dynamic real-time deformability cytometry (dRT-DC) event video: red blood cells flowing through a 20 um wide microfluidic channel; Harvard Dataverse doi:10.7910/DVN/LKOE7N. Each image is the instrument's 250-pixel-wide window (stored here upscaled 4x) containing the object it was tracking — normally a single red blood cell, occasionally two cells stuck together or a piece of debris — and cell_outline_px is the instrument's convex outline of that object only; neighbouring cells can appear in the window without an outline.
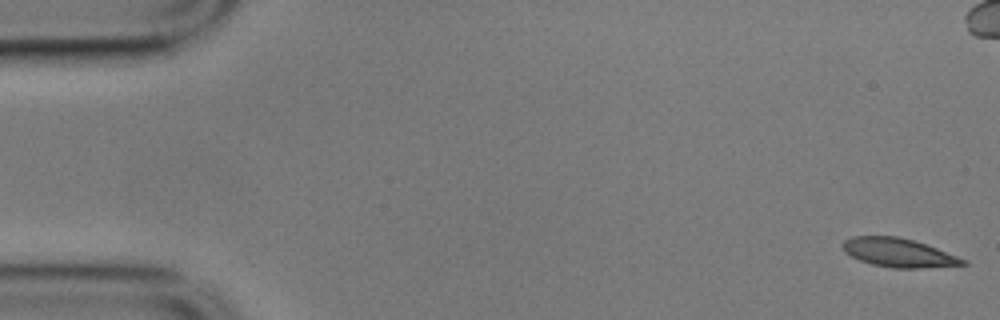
{"species": "common noctule bat (a hibernating species)", "species_latin": "Nyctalus noctula", "temperature_condition": "cold", "stored_images_in_passage": 57, "camera_frame_rate_fps": 3000, "um_per_image_px": 0.085, "animal": {"sex": "male", "body_mass_g": 17.9}, "frame": {"image": 1, "passage_image": 1, "time_ms": 0.0, "image_size_px": [1000, 320], "cell_outline_px": [[968, 264], [916, 268], [892, 268], [872, 264], [860, 260], [844, 252], [840, 244], [844, 240], [852, 236], [896, 236], [912, 240], [936, 248], [968, 260]], "centroid_in_image_um": [76.33, 21.47], "position_along_channel_um": 8.7, "area_um2": 20.0}}
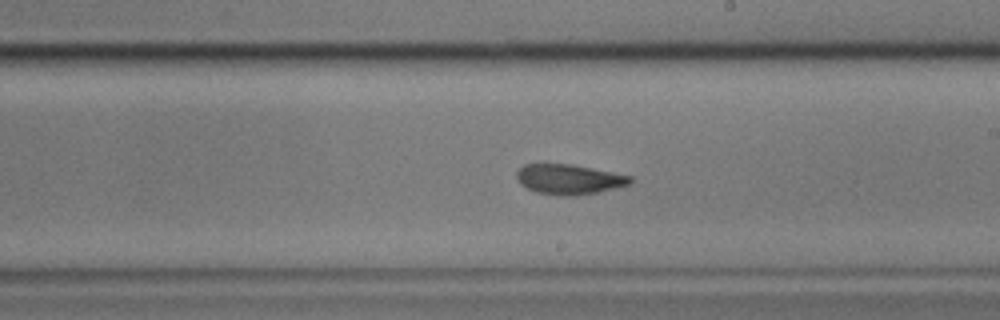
{"frame": {"image": 2, "passage_image": 32, "time_ms": 10.333, "image_size_px": [1000, 320], "cell_outline_px": [[636, 180], [628, 184], [596, 192], [576, 196], [560, 196], [536, 192], [520, 184], [516, 180], [516, 172], [524, 164], [572, 164], [632, 176]], "centroid_in_image_um": [48.34, 15.24], "position_along_channel_um": 240.7, "area_um2": 19.88}}
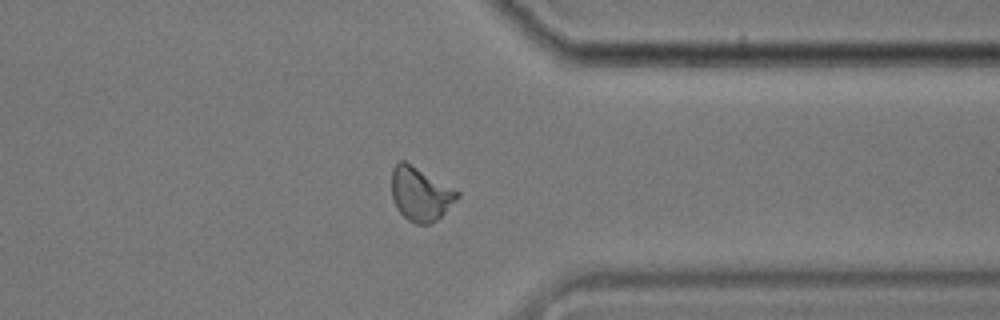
{"frame": {"image": 3, "passage_image": 44, "time_ms": 14.333, "image_size_px": [1000, 320], "cell_outline_px": [[460, 196], [432, 224], [416, 224], [408, 220], [396, 208], [392, 200], [392, 168], [400, 160], [404, 160], [460, 192]], "centroid_in_image_um": [35.71, 16.49], "position_along_channel_um": 375.7, "area_um2": 20.35}, "authors_computed_cell_mechanics": {"area_um2": 20.1722, "velocity_mm_per_s": 3.502, "shape_relaxation_time_tau1_ms": 6.6986, "shape_relaxation_time_tau2_ms": 2.0003, "deformation_change_tau1": 0.207, "deformation_change_tau2": 0.0836}}